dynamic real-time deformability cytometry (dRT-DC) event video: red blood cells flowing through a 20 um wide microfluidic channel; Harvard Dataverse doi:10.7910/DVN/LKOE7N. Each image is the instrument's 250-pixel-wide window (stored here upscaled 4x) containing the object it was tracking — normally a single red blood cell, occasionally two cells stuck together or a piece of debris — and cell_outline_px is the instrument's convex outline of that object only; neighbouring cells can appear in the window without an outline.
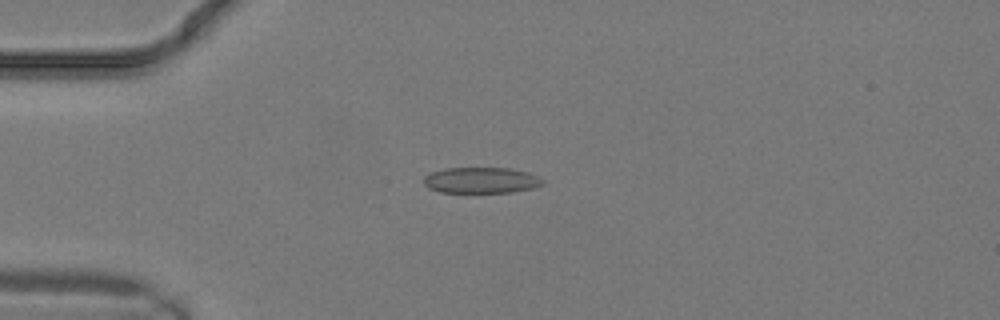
{"species": "common noctule bat (a hibernating species)", "species_latin": "Nyctalus noctula", "temperature_condition": "warm", "stored_images_in_passage": 9, "camera_frame_rate_fps": 3000, "um_per_image_px": 0.085, "animal": {"sex": "male", "body_mass_g": 19.2, "forearm_length_mm": 51.8}, "frame": {"image": 1, "passage_image": 6, "time_ms": 1.667, "image_size_px": [1000, 320], "cell_outline_px": [[544, 184], [532, 188], [512, 192], [440, 192], [428, 188], [424, 184], [424, 176], [432, 172], [444, 168], [508, 168], [528, 172], [544, 180]], "centroid_in_image_um": [40.89, 15.32], "position_along_channel_um": 44.1, "area_um2": 17.92}}
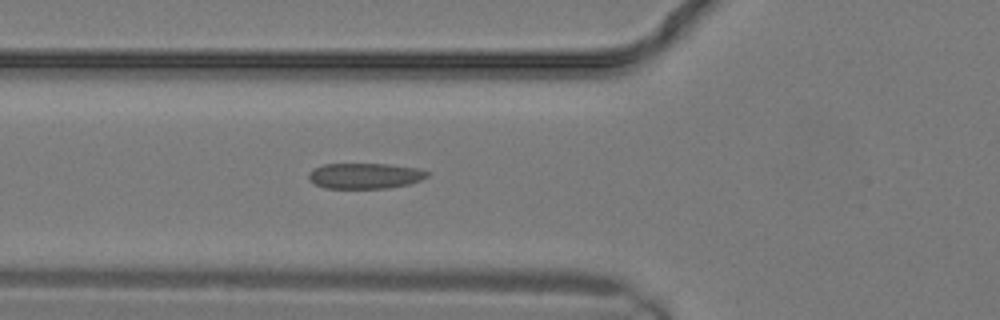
{"frame": {"image": 2, "passage_image": 9, "time_ms": 2.667, "image_size_px": [1000, 320], "cell_outline_px": [[428, 176], [420, 180], [408, 184], [388, 188], [324, 188], [312, 184], [308, 176], [312, 168], [324, 164], [388, 164], [416, 168], [428, 172]], "centroid_in_image_um": [30.97, 14.95], "position_along_channel_um": 94.8, "area_um2": 17.69}}